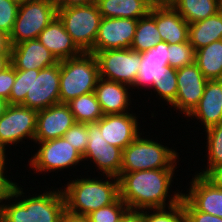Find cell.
<instances>
[{"mask_svg":"<svg viewBox=\"0 0 222 222\" xmlns=\"http://www.w3.org/2000/svg\"><path fill=\"white\" fill-rule=\"evenodd\" d=\"M173 171L174 169H150L120 173L119 197L130 211L164 208Z\"/></svg>","mask_w":222,"mask_h":222,"instance_id":"1","label":"cell"},{"mask_svg":"<svg viewBox=\"0 0 222 222\" xmlns=\"http://www.w3.org/2000/svg\"><path fill=\"white\" fill-rule=\"evenodd\" d=\"M60 61L41 70H16L9 104L42 110L60 103Z\"/></svg>","mask_w":222,"mask_h":222,"instance_id":"2","label":"cell"},{"mask_svg":"<svg viewBox=\"0 0 222 222\" xmlns=\"http://www.w3.org/2000/svg\"><path fill=\"white\" fill-rule=\"evenodd\" d=\"M116 180V181H115ZM110 181L95 179H77L62 190L65 198V208L69 212L87 216L99 208L114 203L119 198V180Z\"/></svg>","mask_w":222,"mask_h":222,"instance_id":"3","label":"cell"},{"mask_svg":"<svg viewBox=\"0 0 222 222\" xmlns=\"http://www.w3.org/2000/svg\"><path fill=\"white\" fill-rule=\"evenodd\" d=\"M98 62L94 54L81 55L60 61V103L94 92L99 80Z\"/></svg>","mask_w":222,"mask_h":222,"instance_id":"4","label":"cell"},{"mask_svg":"<svg viewBox=\"0 0 222 222\" xmlns=\"http://www.w3.org/2000/svg\"><path fill=\"white\" fill-rule=\"evenodd\" d=\"M50 192V193H49ZM0 206V222H59L65 208L60 190Z\"/></svg>","mask_w":222,"mask_h":222,"instance_id":"5","label":"cell"},{"mask_svg":"<svg viewBox=\"0 0 222 222\" xmlns=\"http://www.w3.org/2000/svg\"><path fill=\"white\" fill-rule=\"evenodd\" d=\"M57 17L76 46L84 53H93L101 14L96 4L57 9Z\"/></svg>","mask_w":222,"mask_h":222,"instance_id":"6","label":"cell"},{"mask_svg":"<svg viewBox=\"0 0 222 222\" xmlns=\"http://www.w3.org/2000/svg\"><path fill=\"white\" fill-rule=\"evenodd\" d=\"M175 151L140 135L122 150L121 173L150 169H174Z\"/></svg>","mask_w":222,"mask_h":222,"instance_id":"7","label":"cell"},{"mask_svg":"<svg viewBox=\"0 0 222 222\" xmlns=\"http://www.w3.org/2000/svg\"><path fill=\"white\" fill-rule=\"evenodd\" d=\"M57 16L53 0H29L20 2L14 27L9 35L10 45L37 39L41 31Z\"/></svg>","mask_w":222,"mask_h":222,"instance_id":"8","label":"cell"},{"mask_svg":"<svg viewBox=\"0 0 222 222\" xmlns=\"http://www.w3.org/2000/svg\"><path fill=\"white\" fill-rule=\"evenodd\" d=\"M100 78L134 86L141 64V53L130 49L93 52Z\"/></svg>","mask_w":222,"mask_h":222,"instance_id":"9","label":"cell"},{"mask_svg":"<svg viewBox=\"0 0 222 222\" xmlns=\"http://www.w3.org/2000/svg\"><path fill=\"white\" fill-rule=\"evenodd\" d=\"M37 110L19 104H9L0 116V146L17 143L25 137L34 140Z\"/></svg>","mask_w":222,"mask_h":222,"instance_id":"10","label":"cell"},{"mask_svg":"<svg viewBox=\"0 0 222 222\" xmlns=\"http://www.w3.org/2000/svg\"><path fill=\"white\" fill-rule=\"evenodd\" d=\"M88 137L83 159L91 158L108 179L118 177L121 173L122 149L104 140L97 123H88Z\"/></svg>","mask_w":222,"mask_h":222,"instance_id":"11","label":"cell"},{"mask_svg":"<svg viewBox=\"0 0 222 222\" xmlns=\"http://www.w3.org/2000/svg\"><path fill=\"white\" fill-rule=\"evenodd\" d=\"M39 144L40 149L29 162L39 172L64 169L83 161V156L63 137Z\"/></svg>","mask_w":222,"mask_h":222,"instance_id":"12","label":"cell"},{"mask_svg":"<svg viewBox=\"0 0 222 222\" xmlns=\"http://www.w3.org/2000/svg\"><path fill=\"white\" fill-rule=\"evenodd\" d=\"M138 20L101 18L93 52L110 49H130Z\"/></svg>","mask_w":222,"mask_h":222,"instance_id":"13","label":"cell"},{"mask_svg":"<svg viewBox=\"0 0 222 222\" xmlns=\"http://www.w3.org/2000/svg\"><path fill=\"white\" fill-rule=\"evenodd\" d=\"M208 80L194 62L177 69V96L172 104L189 116L197 107Z\"/></svg>","mask_w":222,"mask_h":222,"instance_id":"14","label":"cell"},{"mask_svg":"<svg viewBox=\"0 0 222 222\" xmlns=\"http://www.w3.org/2000/svg\"><path fill=\"white\" fill-rule=\"evenodd\" d=\"M75 123V118L66 103H58L38 110L34 141L45 142L63 137Z\"/></svg>","mask_w":222,"mask_h":222,"instance_id":"15","label":"cell"},{"mask_svg":"<svg viewBox=\"0 0 222 222\" xmlns=\"http://www.w3.org/2000/svg\"><path fill=\"white\" fill-rule=\"evenodd\" d=\"M124 113L104 115L96 123L108 144L124 150L138 136L136 115Z\"/></svg>","mask_w":222,"mask_h":222,"instance_id":"16","label":"cell"},{"mask_svg":"<svg viewBox=\"0 0 222 222\" xmlns=\"http://www.w3.org/2000/svg\"><path fill=\"white\" fill-rule=\"evenodd\" d=\"M58 62L38 39L26 40L11 46V65L16 70H41Z\"/></svg>","mask_w":222,"mask_h":222,"instance_id":"17","label":"cell"},{"mask_svg":"<svg viewBox=\"0 0 222 222\" xmlns=\"http://www.w3.org/2000/svg\"><path fill=\"white\" fill-rule=\"evenodd\" d=\"M37 39L58 61L74 58L83 53L73 42L57 16L41 31Z\"/></svg>","mask_w":222,"mask_h":222,"instance_id":"18","label":"cell"},{"mask_svg":"<svg viewBox=\"0 0 222 222\" xmlns=\"http://www.w3.org/2000/svg\"><path fill=\"white\" fill-rule=\"evenodd\" d=\"M189 194L183 196L198 210L222 218V189L204 176H195Z\"/></svg>","mask_w":222,"mask_h":222,"instance_id":"19","label":"cell"},{"mask_svg":"<svg viewBox=\"0 0 222 222\" xmlns=\"http://www.w3.org/2000/svg\"><path fill=\"white\" fill-rule=\"evenodd\" d=\"M168 46L166 42H158L148 51L141 53L140 69L134 86H153L157 79L170 68Z\"/></svg>","mask_w":222,"mask_h":222,"instance_id":"20","label":"cell"},{"mask_svg":"<svg viewBox=\"0 0 222 222\" xmlns=\"http://www.w3.org/2000/svg\"><path fill=\"white\" fill-rule=\"evenodd\" d=\"M204 123L205 129L222 123V80H208L202 98L189 115Z\"/></svg>","mask_w":222,"mask_h":222,"instance_id":"21","label":"cell"},{"mask_svg":"<svg viewBox=\"0 0 222 222\" xmlns=\"http://www.w3.org/2000/svg\"><path fill=\"white\" fill-rule=\"evenodd\" d=\"M155 22L163 42H188L189 24L172 6L155 8Z\"/></svg>","mask_w":222,"mask_h":222,"instance_id":"22","label":"cell"},{"mask_svg":"<svg viewBox=\"0 0 222 222\" xmlns=\"http://www.w3.org/2000/svg\"><path fill=\"white\" fill-rule=\"evenodd\" d=\"M126 84L99 78L94 93L104 115L124 114L128 107Z\"/></svg>","mask_w":222,"mask_h":222,"instance_id":"23","label":"cell"},{"mask_svg":"<svg viewBox=\"0 0 222 222\" xmlns=\"http://www.w3.org/2000/svg\"><path fill=\"white\" fill-rule=\"evenodd\" d=\"M217 40H222V10L189 24L188 41L195 51Z\"/></svg>","mask_w":222,"mask_h":222,"instance_id":"24","label":"cell"},{"mask_svg":"<svg viewBox=\"0 0 222 222\" xmlns=\"http://www.w3.org/2000/svg\"><path fill=\"white\" fill-rule=\"evenodd\" d=\"M96 5L103 18L138 20L145 17L150 11L143 0H97Z\"/></svg>","mask_w":222,"mask_h":222,"instance_id":"25","label":"cell"},{"mask_svg":"<svg viewBox=\"0 0 222 222\" xmlns=\"http://www.w3.org/2000/svg\"><path fill=\"white\" fill-rule=\"evenodd\" d=\"M195 63L207 80H222V40L196 50Z\"/></svg>","mask_w":222,"mask_h":222,"instance_id":"26","label":"cell"},{"mask_svg":"<svg viewBox=\"0 0 222 222\" xmlns=\"http://www.w3.org/2000/svg\"><path fill=\"white\" fill-rule=\"evenodd\" d=\"M188 24L207 19L222 10L221 0H174L172 6Z\"/></svg>","mask_w":222,"mask_h":222,"instance_id":"27","label":"cell"},{"mask_svg":"<svg viewBox=\"0 0 222 222\" xmlns=\"http://www.w3.org/2000/svg\"><path fill=\"white\" fill-rule=\"evenodd\" d=\"M158 42H162V39L155 22V9H150L145 17L138 19L131 49L143 53Z\"/></svg>","mask_w":222,"mask_h":222,"instance_id":"28","label":"cell"},{"mask_svg":"<svg viewBox=\"0 0 222 222\" xmlns=\"http://www.w3.org/2000/svg\"><path fill=\"white\" fill-rule=\"evenodd\" d=\"M67 104L76 123H96L104 116L94 92L80 95Z\"/></svg>","mask_w":222,"mask_h":222,"instance_id":"29","label":"cell"},{"mask_svg":"<svg viewBox=\"0 0 222 222\" xmlns=\"http://www.w3.org/2000/svg\"><path fill=\"white\" fill-rule=\"evenodd\" d=\"M170 212H166L165 208H157L153 214H147L142 211V222H186V216L183 206V194H174L173 198L169 200ZM172 212V213H171Z\"/></svg>","mask_w":222,"mask_h":222,"instance_id":"30","label":"cell"},{"mask_svg":"<svg viewBox=\"0 0 222 222\" xmlns=\"http://www.w3.org/2000/svg\"><path fill=\"white\" fill-rule=\"evenodd\" d=\"M208 147V168L206 171L198 173L205 176L212 168L222 165V123L210 127L206 130Z\"/></svg>","mask_w":222,"mask_h":222,"instance_id":"31","label":"cell"},{"mask_svg":"<svg viewBox=\"0 0 222 222\" xmlns=\"http://www.w3.org/2000/svg\"><path fill=\"white\" fill-rule=\"evenodd\" d=\"M128 211V206L119 197L114 203L91 212L87 217L89 222H119Z\"/></svg>","mask_w":222,"mask_h":222,"instance_id":"32","label":"cell"},{"mask_svg":"<svg viewBox=\"0 0 222 222\" xmlns=\"http://www.w3.org/2000/svg\"><path fill=\"white\" fill-rule=\"evenodd\" d=\"M168 61L170 68H181L195 62V50L188 42L169 44Z\"/></svg>","mask_w":222,"mask_h":222,"instance_id":"33","label":"cell"},{"mask_svg":"<svg viewBox=\"0 0 222 222\" xmlns=\"http://www.w3.org/2000/svg\"><path fill=\"white\" fill-rule=\"evenodd\" d=\"M151 87L155 88L160 97L172 105L176 100L178 89L177 69L169 68L157 79V82Z\"/></svg>","mask_w":222,"mask_h":222,"instance_id":"34","label":"cell"},{"mask_svg":"<svg viewBox=\"0 0 222 222\" xmlns=\"http://www.w3.org/2000/svg\"><path fill=\"white\" fill-rule=\"evenodd\" d=\"M63 138L83 156L89 142L88 123H75L65 132Z\"/></svg>","mask_w":222,"mask_h":222,"instance_id":"35","label":"cell"},{"mask_svg":"<svg viewBox=\"0 0 222 222\" xmlns=\"http://www.w3.org/2000/svg\"><path fill=\"white\" fill-rule=\"evenodd\" d=\"M19 5L20 2L17 0H0V31L11 34Z\"/></svg>","mask_w":222,"mask_h":222,"instance_id":"36","label":"cell"},{"mask_svg":"<svg viewBox=\"0 0 222 222\" xmlns=\"http://www.w3.org/2000/svg\"><path fill=\"white\" fill-rule=\"evenodd\" d=\"M183 206L186 222H222V218L218 216L198 211L184 196Z\"/></svg>","mask_w":222,"mask_h":222,"instance_id":"37","label":"cell"},{"mask_svg":"<svg viewBox=\"0 0 222 222\" xmlns=\"http://www.w3.org/2000/svg\"><path fill=\"white\" fill-rule=\"evenodd\" d=\"M15 79L16 69L12 65L0 72V96L6 100H9Z\"/></svg>","mask_w":222,"mask_h":222,"instance_id":"38","label":"cell"},{"mask_svg":"<svg viewBox=\"0 0 222 222\" xmlns=\"http://www.w3.org/2000/svg\"><path fill=\"white\" fill-rule=\"evenodd\" d=\"M3 174L4 173H0V202L6 199H12L14 196L16 198L21 196L23 192L20 188L15 183L5 178Z\"/></svg>","mask_w":222,"mask_h":222,"instance_id":"39","label":"cell"},{"mask_svg":"<svg viewBox=\"0 0 222 222\" xmlns=\"http://www.w3.org/2000/svg\"><path fill=\"white\" fill-rule=\"evenodd\" d=\"M204 177L214 186L222 189V165L212 168Z\"/></svg>","mask_w":222,"mask_h":222,"instance_id":"40","label":"cell"},{"mask_svg":"<svg viewBox=\"0 0 222 222\" xmlns=\"http://www.w3.org/2000/svg\"><path fill=\"white\" fill-rule=\"evenodd\" d=\"M53 1L55 3L56 9L97 3V0H53Z\"/></svg>","mask_w":222,"mask_h":222,"instance_id":"41","label":"cell"},{"mask_svg":"<svg viewBox=\"0 0 222 222\" xmlns=\"http://www.w3.org/2000/svg\"><path fill=\"white\" fill-rule=\"evenodd\" d=\"M59 222H89V219L85 215L74 214L65 209Z\"/></svg>","mask_w":222,"mask_h":222,"instance_id":"42","label":"cell"},{"mask_svg":"<svg viewBox=\"0 0 222 222\" xmlns=\"http://www.w3.org/2000/svg\"><path fill=\"white\" fill-rule=\"evenodd\" d=\"M0 54H11L9 35L0 31Z\"/></svg>","mask_w":222,"mask_h":222,"instance_id":"43","label":"cell"},{"mask_svg":"<svg viewBox=\"0 0 222 222\" xmlns=\"http://www.w3.org/2000/svg\"><path fill=\"white\" fill-rule=\"evenodd\" d=\"M143 2L150 8H163L173 6L174 0H143Z\"/></svg>","mask_w":222,"mask_h":222,"instance_id":"44","label":"cell"},{"mask_svg":"<svg viewBox=\"0 0 222 222\" xmlns=\"http://www.w3.org/2000/svg\"><path fill=\"white\" fill-rule=\"evenodd\" d=\"M119 222H142L141 212L129 210Z\"/></svg>","mask_w":222,"mask_h":222,"instance_id":"45","label":"cell"},{"mask_svg":"<svg viewBox=\"0 0 222 222\" xmlns=\"http://www.w3.org/2000/svg\"><path fill=\"white\" fill-rule=\"evenodd\" d=\"M11 65V54H0V72Z\"/></svg>","mask_w":222,"mask_h":222,"instance_id":"46","label":"cell"},{"mask_svg":"<svg viewBox=\"0 0 222 222\" xmlns=\"http://www.w3.org/2000/svg\"><path fill=\"white\" fill-rule=\"evenodd\" d=\"M5 150L2 146H0V173H4L5 166Z\"/></svg>","mask_w":222,"mask_h":222,"instance_id":"47","label":"cell"},{"mask_svg":"<svg viewBox=\"0 0 222 222\" xmlns=\"http://www.w3.org/2000/svg\"><path fill=\"white\" fill-rule=\"evenodd\" d=\"M9 106L8 100L0 96V116L6 111Z\"/></svg>","mask_w":222,"mask_h":222,"instance_id":"48","label":"cell"},{"mask_svg":"<svg viewBox=\"0 0 222 222\" xmlns=\"http://www.w3.org/2000/svg\"><path fill=\"white\" fill-rule=\"evenodd\" d=\"M18 2H24V1H29V0H17Z\"/></svg>","mask_w":222,"mask_h":222,"instance_id":"49","label":"cell"}]
</instances>
